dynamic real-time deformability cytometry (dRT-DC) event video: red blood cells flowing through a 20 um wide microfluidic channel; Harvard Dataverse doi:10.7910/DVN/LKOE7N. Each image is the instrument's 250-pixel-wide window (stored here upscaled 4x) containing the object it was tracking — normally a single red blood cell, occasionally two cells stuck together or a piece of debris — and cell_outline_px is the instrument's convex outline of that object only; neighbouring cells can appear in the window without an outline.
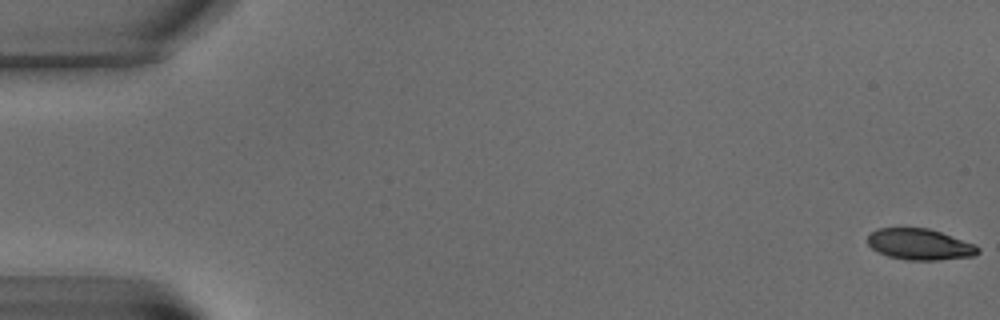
{"species": "common noctule bat (a hibernating species)", "species_latin": "Nyctalus noctula", "temperature_condition": "warm", "stored_images_in_passage": 7, "camera_frame_rate_fps": 3000, "um_per_image_px": 0.085, "animal": {"sex": "male", "body_mass_g": 15.6}, "frame": {"image": 1, "passage_image": 1, "time_ms": 0.0, "image_size_px": [1000, 320], "cell_outline_px": [[980, 252], [972, 256], [940, 260], [904, 260], [888, 256], [872, 248], [868, 244], [868, 236], [876, 228], [928, 228], [976, 244], [980, 248]], "centroid_in_image_um": [78.2, 20.77], "position_along_channel_um": 6.8, "area_um2": 20.0}}
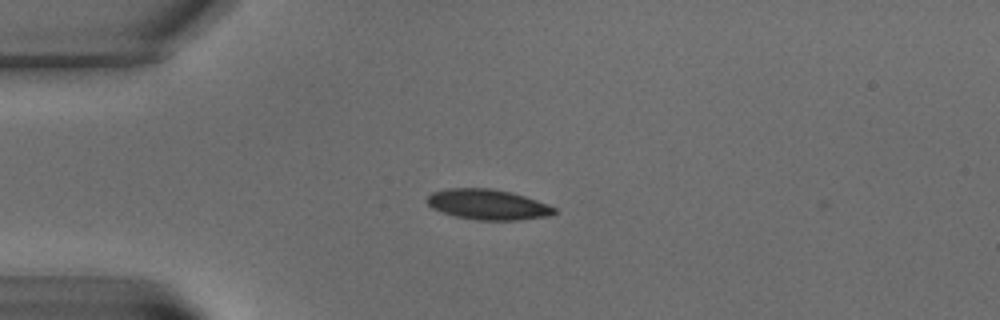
{"frame": {"image": 2, "passage_image": 6, "time_ms": 6.0, "image_size_px": [1000, 320], "cell_outline_px": [[556, 212], [548, 216], [516, 220], [476, 220], [456, 216], [440, 212], [432, 208], [428, 204], [428, 196], [432, 192], [448, 188], [492, 188], [512, 192], [548, 204], [556, 208]], "centroid_in_image_um": [41.46, 17.38], "position_along_channel_um": 43.5, "area_um2": 22.48}}